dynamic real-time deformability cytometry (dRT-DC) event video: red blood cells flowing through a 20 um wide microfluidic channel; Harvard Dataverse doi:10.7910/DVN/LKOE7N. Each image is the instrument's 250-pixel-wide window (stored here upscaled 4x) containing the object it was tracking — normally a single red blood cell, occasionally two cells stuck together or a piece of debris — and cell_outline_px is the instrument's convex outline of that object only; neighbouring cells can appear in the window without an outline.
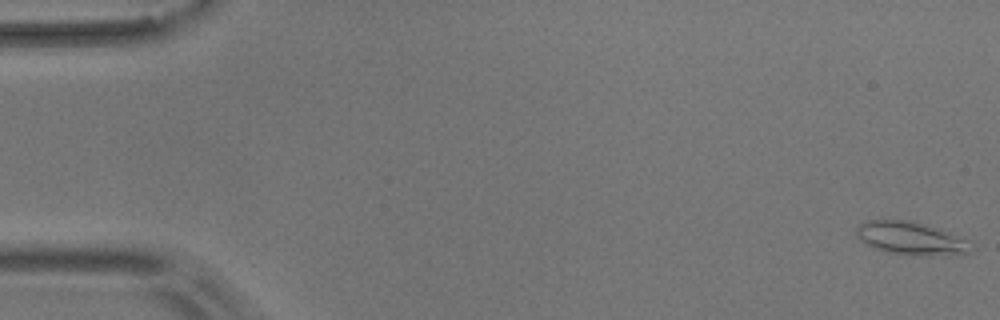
{"species": "common noctule bat (a hibernating species)", "species_latin": "Nyctalus noctula", "temperature_condition": "room temperature", "stored_images_in_passage": 7, "camera_frame_rate_fps": 3000, "um_per_image_px": 0.085, "animal": {"sex": "male", "body_mass_g": 17.9}, "frame": {"image": 1, "passage_image": 1, "time_ms": 0.0, "image_size_px": [1000, 320], "cell_outline_px": [[972, 252], [916, 256], [888, 252], [876, 248], [860, 240], [856, 236], [856, 228], [860, 224], [868, 220], [912, 220], [924, 224], [964, 240]], "centroid_in_image_um": [77.29, 20.25], "position_along_channel_um": 7.7, "area_um2": 21.1}}
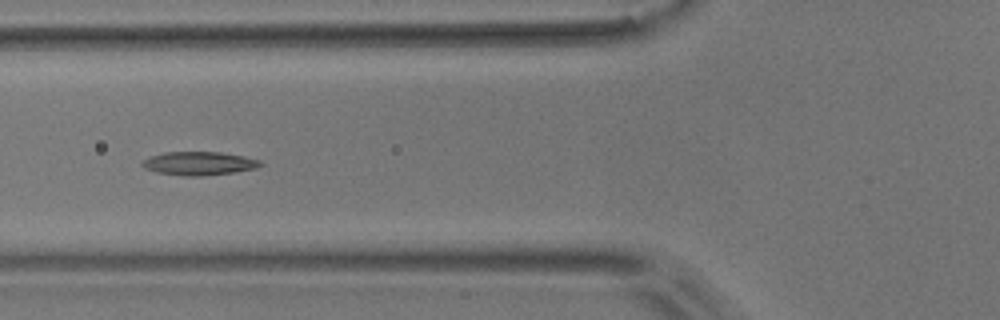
{"frame": {"image": 2, "passage_image": 6, "time_ms": 6.667, "image_size_px": [1000, 320], "cell_outline_px": [[264, 164], [256, 168], [232, 172], [200, 176], [184, 176], [156, 172], [144, 168], [140, 164], [144, 160], [152, 156], [164, 152], [220, 152], [244, 156], [260, 160]], "centroid_in_image_um": [16.91, 13.89], "position_along_channel_um": 108.9, "area_um2": 16.07}}
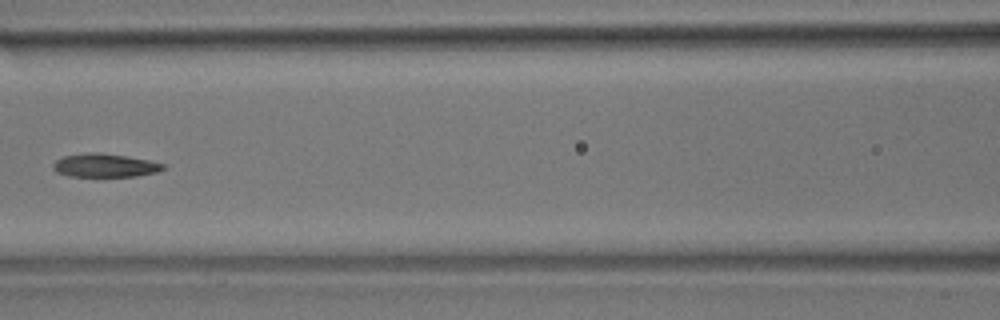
{"frame": {"image": 3, "passage_image": 7, "time_ms": 8.0, "image_size_px": [1000, 320], "cell_outline_px": [[168, 168], [156, 172], [136, 176], [68, 176], [56, 172], [52, 168], [52, 164], [56, 160], [64, 156], [88, 152], [100, 152], [128, 156], [148, 160], [164, 164]], "centroid_in_image_um": [8.91, 14.05], "position_along_channel_um": 157.7, "area_um2": 15.14}}